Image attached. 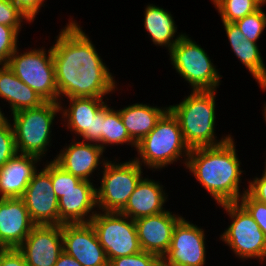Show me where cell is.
Here are the masks:
<instances>
[{
	"label": "cell",
	"mask_w": 266,
	"mask_h": 266,
	"mask_svg": "<svg viewBox=\"0 0 266 266\" xmlns=\"http://www.w3.org/2000/svg\"><path fill=\"white\" fill-rule=\"evenodd\" d=\"M135 151L138 157L135 155L134 160L144 169L155 172L179 160L186 167L191 149L184 140L178 120L168 109L155 128L137 144Z\"/></svg>",
	"instance_id": "277c9868"
},
{
	"label": "cell",
	"mask_w": 266,
	"mask_h": 266,
	"mask_svg": "<svg viewBox=\"0 0 266 266\" xmlns=\"http://www.w3.org/2000/svg\"><path fill=\"white\" fill-rule=\"evenodd\" d=\"M22 22L32 23L11 0H0V24L13 27L20 34Z\"/></svg>",
	"instance_id": "4dcf8cb0"
},
{
	"label": "cell",
	"mask_w": 266,
	"mask_h": 266,
	"mask_svg": "<svg viewBox=\"0 0 266 266\" xmlns=\"http://www.w3.org/2000/svg\"><path fill=\"white\" fill-rule=\"evenodd\" d=\"M207 53L186 33L168 53L173 69L191 91H212L221 85L223 76Z\"/></svg>",
	"instance_id": "8992f818"
},
{
	"label": "cell",
	"mask_w": 266,
	"mask_h": 266,
	"mask_svg": "<svg viewBox=\"0 0 266 266\" xmlns=\"http://www.w3.org/2000/svg\"><path fill=\"white\" fill-rule=\"evenodd\" d=\"M233 136L217 146L191 149L185 169L211 195L217 205L238 202L248 187L241 191L244 172Z\"/></svg>",
	"instance_id": "7a4b0ae2"
},
{
	"label": "cell",
	"mask_w": 266,
	"mask_h": 266,
	"mask_svg": "<svg viewBox=\"0 0 266 266\" xmlns=\"http://www.w3.org/2000/svg\"><path fill=\"white\" fill-rule=\"evenodd\" d=\"M108 262L141 252L135 221L120 212L98 211L90 220Z\"/></svg>",
	"instance_id": "30bf717a"
},
{
	"label": "cell",
	"mask_w": 266,
	"mask_h": 266,
	"mask_svg": "<svg viewBox=\"0 0 266 266\" xmlns=\"http://www.w3.org/2000/svg\"><path fill=\"white\" fill-rule=\"evenodd\" d=\"M0 266H28L24 255L17 249H5L0 253Z\"/></svg>",
	"instance_id": "74e56055"
},
{
	"label": "cell",
	"mask_w": 266,
	"mask_h": 266,
	"mask_svg": "<svg viewBox=\"0 0 266 266\" xmlns=\"http://www.w3.org/2000/svg\"><path fill=\"white\" fill-rule=\"evenodd\" d=\"M41 160L34 155L17 154L0 168V198H21Z\"/></svg>",
	"instance_id": "ffe728a7"
},
{
	"label": "cell",
	"mask_w": 266,
	"mask_h": 266,
	"mask_svg": "<svg viewBox=\"0 0 266 266\" xmlns=\"http://www.w3.org/2000/svg\"><path fill=\"white\" fill-rule=\"evenodd\" d=\"M0 98L8 102L11 115L30 108L41 106L45 101L27 84L21 81L7 64H0ZM0 114L5 113L0 106Z\"/></svg>",
	"instance_id": "603a6c76"
},
{
	"label": "cell",
	"mask_w": 266,
	"mask_h": 266,
	"mask_svg": "<svg viewBox=\"0 0 266 266\" xmlns=\"http://www.w3.org/2000/svg\"><path fill=\"white\" fill-rule=\"evenodd\" d=\"M105 104V121L103 122V135L101 136V147L104 151L107 147L117 145H130L136 149L137 144L130 138L119 114L118 109L111 108ZM111 145V146H110Z\"/></svg>",
	"instance_id": "484cf974"
},
{
	"label": "cell",
	"mask_w": 266,
	"mask_h": 266,
	"mask_svg": "<svg viewBox=\"0 0 266 266\" xmlns=\"http://www.w3.org/2000/svg\"><path fill=\"white\" fill-rule=\"evenodd\" d=\"M17 249L28 266H54L63 252L62 225H35Z\"/></svg>",
	"instance_id": "9a60e30c"
},
{
	"label": "cell",
	"mask_w": 266,
	"mask_h": 266,
	"mask_svg": "<svg viewBox=\"0 0 266 266\" xmlns=\"http://www.w3.org/2000/svg\"><path fill=\"white\" fill-rule=\"evenodd\" d=\"M105 121V105L97 112L92 119L91 132H86L81 138L82 141L96 143L101 146V136L103 135V122Z\"/></svg>",
	"instance_id": "e575fe53"
},
{
	"label": "cell",
	"mask_w": 266,
	"mask_h": 266,
	"mask_svg": "<svg viewBox=\"0 0 266 266\" xmlns=\"http://www.w3.org/2000/svg\"><path fill=\"white\" fill-rule=\"evenodd\" d=\"M33 23L42 7H45V0H11Z\"/></svg>",
	"instance_id": "8d00e7d4"
},
{
	"label": "cell",
	"mask_w": 266,
	"mask_h": 266,
	"mask_svg": "<svg viewBox=\"0 0 266 266\" xmlns=\"http://www.w3.org/2000/svg\"><path fill=\"white\" fill-rule=\"evenodd\" d=\"M63 251L82 266H109L104 248L91 223L62 224Z\"/></svg>",
	"instance_id": "5bb4252c"
},
{
	"label": "cell",
	"mask_w": 266,
	"mask_h": 266,
	"mask_svg": "<svg viewBox=\"0 0 266 266\" xmlns=\"http://www.w3.org/2000/svg\"><path fill=\"white\" fill-rule=\"evenodd\" d=\"M74 97L67 98L66 105L62 101L60 105L62 126L66 125L74 138H81L86 132H91V123L97 112L110 100L108 98ZM107 100V101H106ZM64 105V106H63ZM68 105V106H67ZM64 107V108H63ZM78 136V137H77Z\"/></svg>",
	"instance_id": "7402d4cb"
},
{
	"label": "cell",
	"mask_w": 266,
	"mask_h": 266,
	"mask_svg": "<svg viewBox=\"0 0 266 266\" xmlns=\"http://www.w3.org/2000/svg\"><path fill=\"white\" fill-rule=\"evenodd\" d=\"M216 93L217 90L191 91L180 103L168 106L190 149L217 146L232 137L231 134L220 139L216 136Z\"/></svg>",
	"instance_id": "3957f363"
},
{
	"label": "cell",
	"mask_w": 266,
	"mask_h": 266,
	"mask_svg": "<svg viewBox=\"0 0 266 266\" xmlns=\"http://www.w3.org/2000/svg\"><path fill=\"white\" fill-rule=\"evenodd\" d=\"M144 10L143 25L148 37L154 45L166 47L169 52L185 33L177 32L178 27L169 10L149 3Z\"/></svg>",
	"instance_id": "cb8c5ba5"
},
{
	"label": "cell",
	"mask_w": 266,
	"mask_h": 266,
	"mask_svg": "<svg viewBox=\"0 0 266 266\" xmlns=\"http://www.w3.org/2000/svg\"><path fill=\"white\" fill-rule=\"evenodd\" d=\"M248 182L247 192L256 200L266 204V174L254 176Z\"/></svg>",
	"instance_id": "d590c367"
},
{
	"label": "cell",
	"mask_w": 266,
	"mask_h": 266,
	"mask_svg": "<svg viewBox=\"0 0 266 266\" xmlns=\"http://www.w3.org/2000/svg\"><path fill=\"white\" fill-rule=\"evenodd\" d=\"M264 5L266 6V2L258 10L234 22L249 41L257 43L264 33L266 28Z\"/></svg>",
	"instance_id": "83f0119b"
},
{
	"label": "cell",
	"mask_w": 266,
	"mask_h": 266,
	"mask_svg": "<svg viewBox=\"0 0 266 266\" xmlns=\"http://www.w3.org/2000/svg\"><path fill=\"white\" fill-rule=\"evenodd\" d=\"M35 225L22 198H0V242L6 249L18 248Z\"/></svg>",
	"instance_id": "e0dca14e"
},
{
	"label": "cell",
	"mask_w": 266,
	"mask_h": 266,
	"mask_svg": "<svg viewBox=\"0 0 266 266\" xmlns=\"http://www.w3.org/2000/svg\"><path fill=\"white\" fill-rule=\"evenodd\" d=\"M234 56L245 66L260 89L266 90V66L258 43L249 41L234 22H222Z\"/></svg>",
	"instance_id": "44dd1931"
},
{
	"label": "cell",
	"mask_w": 266,
	"mask_h": 266,
	"mask_svg": "<svg viewBox=\"0 0 266 266\" xmlns=\"http://www.w3.org/2000/svg\"><path fill=\"white\" fill-rule=\"evenodd\" d=\"M57 102H45L36 108L24 109L12 114L10 120L18 154L34 155L41 160L52 146V128L60 115Z\"/></svg>",
	"instance_id": "5b68a950"
},
{
	"label": "cell",
	"mask_w": 266,
	"mask_h": 266,
	"mask_svg": "<svg viewBox=\"0 0 266 266\" xmlns=\"http://www.w3.org/2000/svg\"><path fill=\"white\" fill-rule=\"evenodd\" d=\"M212 3H213V5L218 1V0H210Z\"/></svg>",
	"instance_id": "7bdbcfd3"
},
{
	"label": "cell",
	"mask_w": 266,
	"mask_h": 266,
	"mask_svg": "<svg viewBox=\"0 0 266 266\" xmlns=\"http://www.w3.org/2000/svg\"><path fill=\"white\" fill-rule=\"evenodd\" d=\"M50 177L57 199L64 196V193L74 189V187L81 181L79 177L73 176L71 173L65 171L54 160L50 161Z\"/></svg>",
	"instance_id": "f546056e"
},
{
	"label": "cell",
	"mask_w": 266,
	"mask_h": 266,
	"mask_svg": "<svg viewBox=\"0 0 266 266\" xmlns=\"http://www.w3.org/2000/svg\"><path fill=\"white\" fill-rule=\"evenodd\" d=\"M266 0H218L214 7L222 22H235L258 10Z\"/></svg>",
	"instance_id": "4316f807"
},
{
	"label": "cell",
	"mask_w": 266,
	"mask_h": 266,
	"mask_svg": "<svg viewBox=\"0 0 266 266\" xmlns=\"http://www.w3.org/2000/svg\"><path fill=\"white\" fill-rule=\"evenodd\" d=\"M219 207L223 208L231 221L219 239L238 259L265 262L266 237L248 211L239 202L226 203Z\"/></svg>",
	"instance_id": "52a82bcc"
},
{
	"label": "cell",
	"mask_w": 266,
	"mask_h": 266,
	"mask_svg": "<svg viewBox=\"0 0 266 266\" xmlns=\"http://www.w3.org/2000/svg\"><path fill=\"white\" fill-rule=\"evenodd\" d=\"M19 36L13 27L0 24V64H6L18 48Z\"/></svg>",
	"instance_id": "1f68e13d"
},
{
	"label": "cell",
	"mask_w": 266,
	"mask_h": 266,
	"mask_svg": "<svg viewBox=\"0 0 266 266\" xmlns=\"http://www.w3.org/2000/svg\"><path fill=\"white\" fill-rule=\"evenodd\" d=\"M164 187L159 180L143 176L120 213L135 220L167 211L164 206L169 195Z\"/></svg>",
	"instance_id": "d6986e66"
},
{
	"label": "cell",
	"mask_w": 266,
	"mask_h": 266,
	"mask_svg": "<svg viewBox=\"0 0 266 266\" xmlns=\"http://www.w3.org/2000/svg\"><path fill=\"white\" fill-rule=\"evenodd\" d=\"M118 160L110 158L100 171L103 175L97 178L100 179V186L96 188L100 211L120 212L144 175L142 166L133 158L125 162Z\"/></svg>",
	"instance_id": "9c48e42d"
},
{
	"label": "cell",
	"mask_w": 266,
	"mask_h": 266,
	"mask_svg": "<svg viewBox=\"0 0 266 266\" xmlns=\"http://www.w3.org/2000/svg\"><path fill=\"white\" fill-rule=\"evenodd\" d=\"M28 50V51H27ZM13 73L45 102L58 103L52 46L30 48L19 52V47L6 63Z\"/></svg>",
	"instance_id": "ba28073f"
},
{
	"label": "cell",
	"mask_w": 266,
	"mask_h": 266,
	"mask_svg": "<svg viewBox=\"0 0 266 266\" xmlns=\"http://www.w3.org/2000/svg\"><path fill=\"white\" fill-rule=\"evenodd\" d=\"M42 166L33 174L21 198L36 225H59L58 199L50 177V161L46 160Z\"/></svg>",
	"instance_id": "7c38bea8"
},
{
	"label": "cell",
	"mask_w": 266,
	"mask_h": 266,
	"mask_svg": "<svg viewBox=\"0 0 266 266\" xmlns=\"http://www.w3.org/2000/svg\"><path fill=\"white\" fill-rule=\"evenodd\" d=\"M6 248L2 245V243L0 242V253L3 252Z\"/></svg>",
	"instance_id": "60d3db41"
},
{
	"label": "cell",
	"mask_w": 266,
	"mask_h": 266,
	"mask_svg": "<svg viewBox=\"0 0 266 266\" xmlns=\"http://www.w3.org/2000/svg\"><path fill=\"white\" fill-rule=\"evenodd\" d=\"M169 109L158 107L157 105L150 106L145 103H134L119 108L121 120L130 136V138L138 144L146 135H148L156 126L158 120Z\"/></svg>",
	"instance_id": "d4e9b609"
},
{
	"label": "cell",
	"mask_w": 266,
	"mask_h": 266,
	"mask_svg": "<svg viewBox=\"0 0 266 266\" xmlns=\"http://www.w3.org/2000/svg\"><path fill=\"white\" fill-rule=\"evenodd\" d=\"M59 154L53 159L65 171L71 173L73 176L79 177L81 180L95 182L93 175H98L104 165L109 160L103 154L105 151L99 144L82 141L77 138H72L71 143L63 146ZM105 157V158H104ZM94 173V174H93ZM91 178V179H90Z\"/></svg>",
	"instance_id": "4fadbf2b"
},
{
	"label": "cell",
	"mask_w": 266,
	"mask_h": 266,
	"mask_svg": "<svg viewBox=\"0 0 266 266\" xmlns=\"http://www.w3.org/2000/svg\"><path fill=\"white\" fill-rule=\"evenodd\" d=\"M54 266H82L74 257L62 252Z\"/></svg>",
	"instance_id": "f35d334b"
},
{
	"label": "cell",
	"mask_w": 266,
	"mask_h": 266,
	"mask_svg": "<svg viewBox=\"0 0 266 266\" xmlns=\"http://www.w3.org/2000/svg\"><path fill=\"white\" fill-rule=\"evenodd\" d=\"M80 26L73 17L69 18L54 37L52 55L58 103L74 97L106 98L119 88L109 66Z\"/></svg>",
	"instance_id": "6da1fadb"
},
{
	"label": "cell",
	"mask_w": 266,
	"mask_h": 266,
	"mask_svg": "<svg viewBox=\"0 0 266 266\" xmlns=\"http://www.w3.org/2000/svg\"><path fill=\"white\" fill-rule=\"evenodd\" d=\"M10 117L0 118V168L18 154Z\"/></svg>",
	"instance_id": "f1b7e54d"
},
{
	"label": "cell",
	"mask_w": 266,
	"mask_h": 266,
	"mask_svg": "<svg viewBox=\"0 0 266 266\" xmlns=\"http://www.w3.org/2000/svg\"><path fill=\"white\" fill-rule=\"evenodd\" d=\"M238 202L248 211L266 237V204L254 199L247 191Z\"/></svg>",
	"instance_id": "836d02e7"
},
{
	"label": "cell",
	"mask_w": 266,
	"mask_h": 266,
	"mask_svg": "<svg viewBox=\"0 0 266 266\" xmlns=\"http://www.w3.org/2000/svg\"><path fill=\"white\" fill-rule=\"evenodd\" d=\"M266 158V157H265ZM265 167H264V170H263V172L266 174V159H265Z\"/></svg>",
	"instance_id": "b9f144b4"
},
{
	"label": "cell",
	"mask_w": 266,
	"mask_h": 266,
	"mask_svg": "<svg viewBox=\"0 0 266 266\" xmlns=\"http://www.w3.org/2000/svg\"><path fill=\"white\" fill-rule=\"evenodd\" d=\"M161 259L152 253L141 251L134 255L114 258L109 266H161Z\"/></svg>",
	"instance_id": "d6a6232c"
},
{
	"label": "cell",
	"mask_w": 266,
	"mask_h": 266,
	"mask_svg": "<svg viewBox=\"0 0 266 266\" xmlns=\"http://www.w3.org/2000/svg\"><path fill=\"white\" fill-rule=\"evenodd\" d=\"M96 184L81 180L58 199L59 225L89 223L98 212ZM97 210V211H96Z\"/></svg>",
	"instance_id": "ac0fdd59"
},
{
	"label": "cell",
	"mask_w": 266,
	"mask_h": 266,
	"mask_svg": "<svg viewBox=\"0 0 266 266\" xmlns=\"http://www.w3.org/2000/svg\"><path fill=\"white\" fill-rule=\"evenodd\" d=\"M264 113H263V115H264V121H265V123H266V102L264 103V106H263V110H262Z\"/></svg>",
	"instance_id": "ab89813d"
},
{
	"label": "cell",
	"mask_w": 266,
	"mask_h": 266,
	"mask_svg": "<svg viewBox=\"0 0 266 266\" xmlns=\"http://www.w3.org/2000/svg\"><path fill=\"white\" fill-rule=\"evenodd\" d=\"M183 218L170 209L135 219L137 236L142 251L162 259L169 249L176 224Z\"/></svg>",
	"instance_id": "2e32d148"
},
{
	"label": "cell",
	"mask_w": 266,
	"mask_h": 266,
	"mask_svg": "<svg viewBox=\"0 0 266 266\" xmlns=\"http://www.w3.org/2000/svg\"><path fill=\"white\" fill-rule=\"evenodd\" d=\"M182 218L175 226L171 243L165 256L161 259L163 266H206V233Z\"/></svg>",
	"instance_id": "8fae6325"
}]
</instances>
